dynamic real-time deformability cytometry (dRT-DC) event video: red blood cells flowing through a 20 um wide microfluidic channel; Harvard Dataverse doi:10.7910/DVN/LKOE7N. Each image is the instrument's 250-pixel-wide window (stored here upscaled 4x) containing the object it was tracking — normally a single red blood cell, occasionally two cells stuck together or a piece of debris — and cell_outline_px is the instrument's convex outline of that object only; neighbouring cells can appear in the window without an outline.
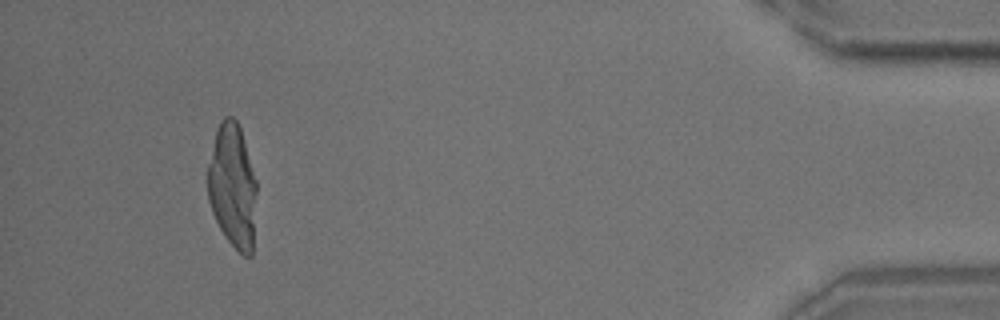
{"species": "common noctule bat (a hibernating species)", "species_latin": "Nyctalus noctula", "temperature_condition": "room temperature", "stored_images_in_passage": 55, "camera_frame_rate_fps": 3000, "um_per_image_px": 0.085, "animal": {"sex": "male", "body_mass_g": 18.8}, "frame": {"image": 1, "passage_image": 52, "time_ms": 17.0, "image_size_px": [1000, 320], "cell_outline_px": [[256, 192], [252, 256], [248, 260], [224, 236], [212, 212], [208, 200], [208, 164], [216, 128], [220, 120], [224, 116], [232, 116], [236, 120], [240, 128], [256, 180]], "centroid_in_image_um": [19.76, 15.81], "position_along_channel_um": 415.4, "area_um2": 35.37}}